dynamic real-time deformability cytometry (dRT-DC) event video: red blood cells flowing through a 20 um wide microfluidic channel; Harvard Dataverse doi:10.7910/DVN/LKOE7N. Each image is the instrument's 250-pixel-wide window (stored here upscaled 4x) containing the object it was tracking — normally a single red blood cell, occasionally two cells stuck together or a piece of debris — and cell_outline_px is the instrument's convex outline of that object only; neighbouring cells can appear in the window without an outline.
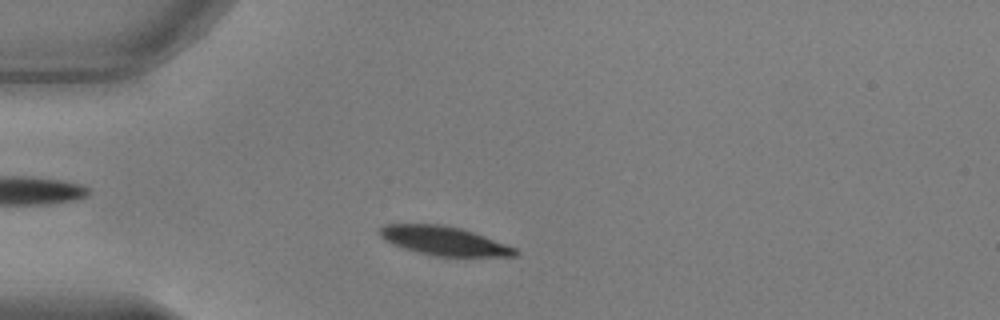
{"species": "common noctule bat (a hibernating species)", "species_latin": "Nyctalus noctula", "temperature_condition": "warm", "stored_images_in_passage": 46, "camera_frame_rate_fps": 3000, "um_per_image_px": 0.085, "animal": {"sex": "male", "body_mass_g": 17.9, "forearm_length_mm": 54.2}, "frame": {"image": 1, "passage_image": 7, "time_ms": 2.0, "image_size_px": [1000, 320], "cell_outline_px": [[520, 252], [516, 256], [436, 256], [404, 248], [392, 244], [384, 240], [380, 236], [380, 228], [384, 224], [440, 224], [460, 228], [508, 244], [516, 248]], "centroid_in_image_um": [37.76, 20.47], "position_along_channel_um": 47.2, "area_um2": 22.66}}
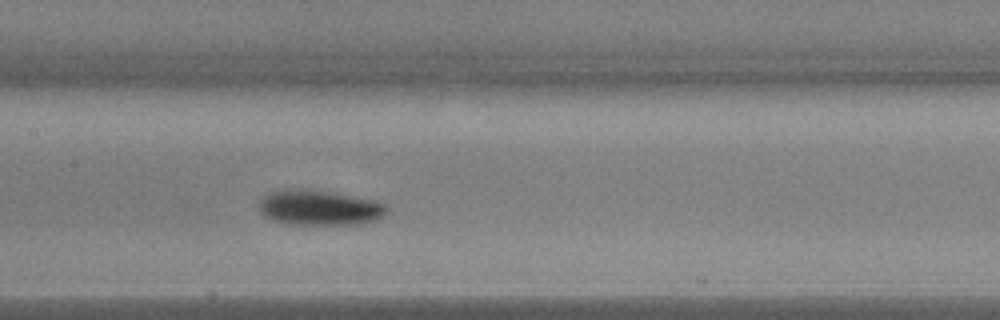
{"frame": {"image": 2, "passage_image": 19, "time_ms": 6.0, "image_size_px": [1000, 320], "cell_outline_px": [[388, 212], [384, 216], [376, 220], [360, 224], [288, 224], [272, 220], [264, 216], [260, 212], [260, 204], [264, 196], [272, 192], [304, 188], [332, 192], [376, 200], [388, 204]], "centroid_in_image_um": [27.23, 17.66], "position_along_channel_um": 180.2, "area_um2": 26.24}}
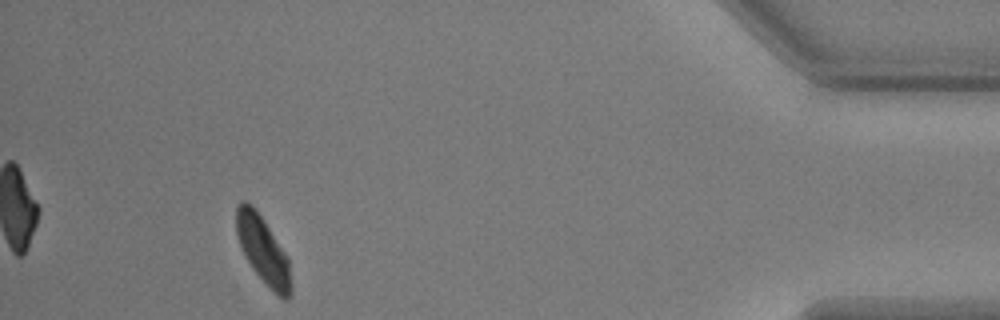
{"frame": {"image": 3, "passage_image": 42, "time_ms": 13.667, "image_size_px": [1000, 320], "cell_outline_px": [[292, 296], [288, 300], [284, 300], [252, 268], [240, 244], [236, 232], [236, 208], [240, 200], [244, 200], [252, 204], [264, 220], [288, 256], [292, 284]], "centroid_in_image_um": [22.38, 21.22], "position_along_channel_um": 412.8, "area_um2": 21.21}, "authors_computed_cell_mechanics": {"area_um2": 23.2067, "velocity_mm_per_s": 3.7803, "shape_relaxation_time_tau1_ms": 2.4973, "shape_relaxation_time_tau2_ms": null, "deformation_change_tau1": 0.1335, "deformation_change_tau2": null}}